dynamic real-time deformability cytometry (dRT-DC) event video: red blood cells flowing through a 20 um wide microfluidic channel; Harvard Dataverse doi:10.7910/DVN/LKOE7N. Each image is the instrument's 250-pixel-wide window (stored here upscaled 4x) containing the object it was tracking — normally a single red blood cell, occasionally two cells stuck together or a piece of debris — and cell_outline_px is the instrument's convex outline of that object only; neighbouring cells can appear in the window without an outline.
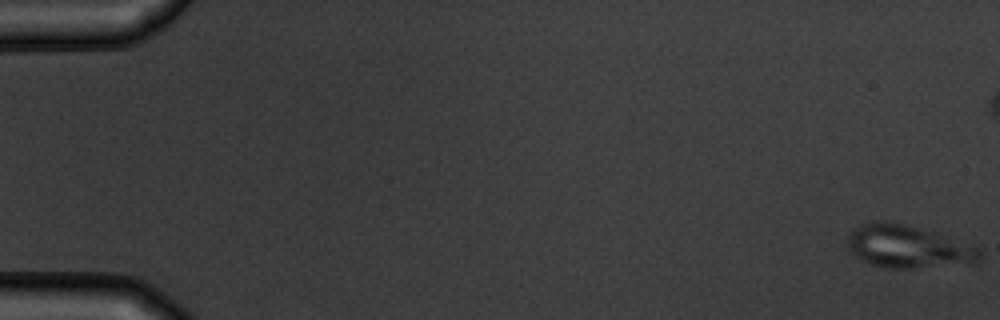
{"species": "common noctule bat (a hibernating species)", "species_latin": "Nyctalus noctula", "temperature_condition": "warm", "stored_images_in_passage": 6, "camera_frame_rate_fps": 3000, "um_per_image_px": 0.085, "animal": {"sex": "male", "body_mass_g": 19.5, "forearm_length_mm": 54.6}, "frame": {"image": 1, "passage_image": 1, "time_ms": 0.0, "image_size_px": [1000, 320], "cell_outline_px": [[984, 256], [980, 264], [908, 268], [884, 268], [868, 264], [860, 260], [848, 248], [848, 236], [852, 228], [860, 224], [880, 220], [904, 224], [920, 228], [980, 248]], "centroid_in_image_um": [77.21, 20.99], "position_along_channel_um": 7.8, "area_um2": 33.35}}